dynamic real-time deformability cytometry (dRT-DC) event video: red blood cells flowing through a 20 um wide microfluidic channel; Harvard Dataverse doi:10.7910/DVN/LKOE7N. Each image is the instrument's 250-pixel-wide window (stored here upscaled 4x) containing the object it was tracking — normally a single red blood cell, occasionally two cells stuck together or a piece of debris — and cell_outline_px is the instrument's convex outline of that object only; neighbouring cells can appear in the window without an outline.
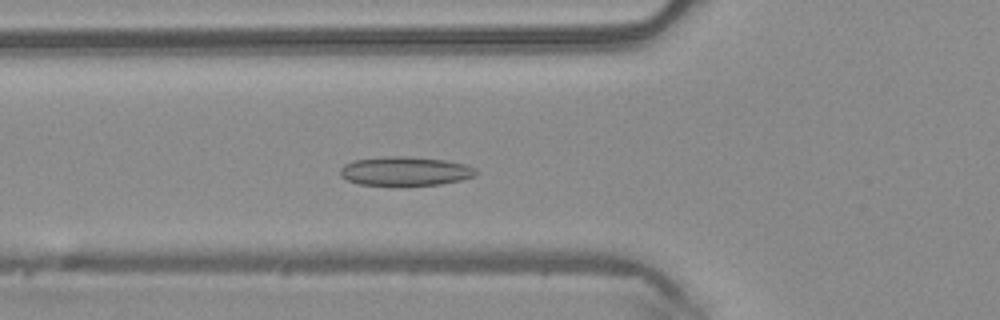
{"species": "common noctule bat (a hibernating species)", "species_latin": "Nyctalus noctula", "temperature_condition": "warm", "stored_images_in_passage": 36, "camera_frame_rate_fps": 3000, "um_per_image_px": 0.085, "animal": {"sex": "male", "body_mass_g": 20.4}, "frame": {"image": 1, "passage_image": 9, "time_ms": 2.667, "image_size_px": [1000, 320], "cell_outline_px": [[480, 172], [472, 176], [460, 180], [440, 184], [400, 188], [360, 184], [348, 180], [340, 176], [340, 168], [344, 164], [352, 160], [388, 156], [408, 156], [444, 160], [464, 164], [476, 168]], "centroid_in_image_um": [34.41, 14.58], "position_along_channel_um": 91.4, "area_um2": 23.76}}
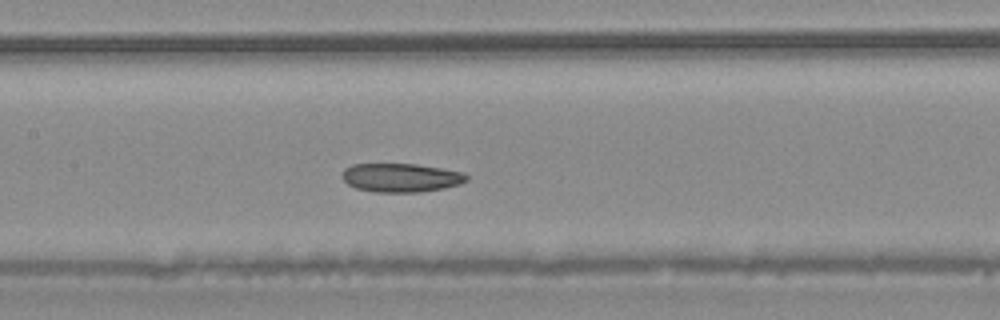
{"frame": {"image": 2, "passage_image": 15, "time_ms": 4.667, "image_size_px": [1000, 320], "cell_outline_px": [[468, 180], [460, 184], [444, 188], [420, 192], [376, 192], [356, 188], [348, 184], [340, 176], [344, 168], [352, 164], [416, 164], [464, 172], [468, 176]], "centroid_in_image_um": [34.07, 15.1], "position_along_channel_um": 173.3, "area_um2": 20.92}}
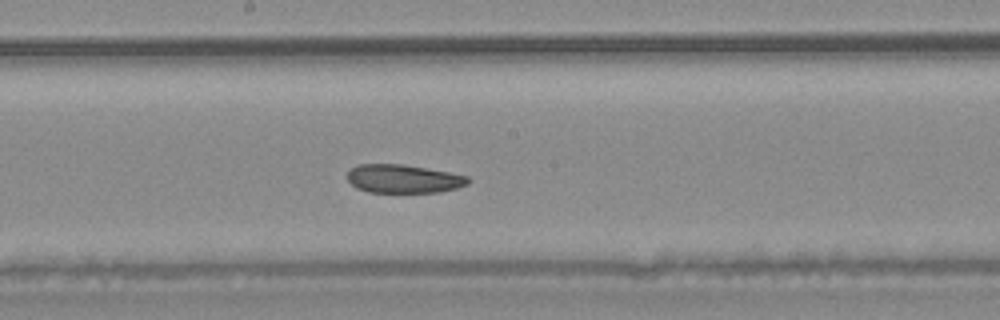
{"frame": {"image": 3, "passage_image": 18, "time_ms": 5.667, "image_size_px": [1000, 320], "cell_outline_px": [[472, 180], [468, 184], [456, 188], [440, 192], [368, 192], [356, 188], [348, 180], [348, 172], [356, 164], [404, 164], [448, 172], [468, 176]], "centroid_in_image_um": [34.3, 15.19], "position_along_channel_um": 213.9, "area_um2": 20.06}, "authors_computed_cell_mechanics": {"area_um2": 21.3571, "velocity_mm_per_s": 4.0737, "shape_relaxation_time_tau1_ms": null, "shape_relaxation_time_tau2_ms": 7.6402, "deformation_change_tau1": null, "deformation_change_tau2": 0.1213}}